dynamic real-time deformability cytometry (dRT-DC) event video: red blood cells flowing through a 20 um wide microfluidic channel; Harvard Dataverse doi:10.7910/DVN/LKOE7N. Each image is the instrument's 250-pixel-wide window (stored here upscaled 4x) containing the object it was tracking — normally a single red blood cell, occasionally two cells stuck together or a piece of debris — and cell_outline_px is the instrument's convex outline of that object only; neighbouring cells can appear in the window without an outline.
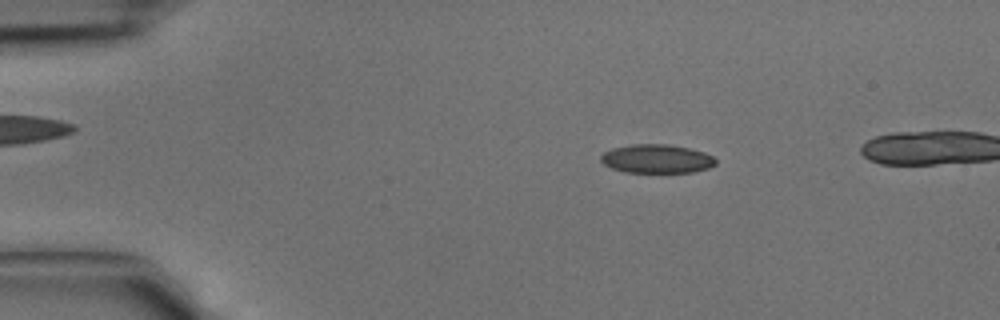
{"species": "common noctule bat (a hibernating species)", "species_latin": "Nyctalus noctula", "temperature_condition": "cold", "stored_images_in_passage": 33, "camera_frame_rate_fps": 3000, "um_per_image_px": 0.085, "animal": {"sex": "male", "body_mass_g": 15.6}, "frame": {"image": 1, "passage_image": 1, "time_ms": 0.0, "image_size_px": [1000, 320], "cell_outline_px": [[716, 164], [708, 168], [692, 172], [624, 172], [612, 168], [604, 164], [600, 160], [600, 156], [604, 152], [612, 148], [632, 144], [668, 144], [688, 148], [704, 152], [712, 156], [716, 160]], "centroid_in_image_um": [55.8, 13.49], "position_along_channel_um": 29.2, "area_um2": 19.19}}
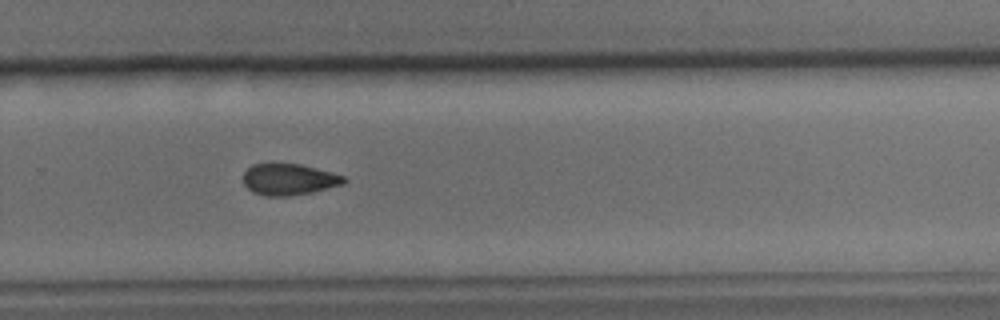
{"frame": {"image": 2, "passage_image": 22, "time_ms": 7.0, "image_size_px": [1000, 320], "cell_outline_px": [[348, 180], [344, 184], [312, 192], [288, 196], [268, 196], [252, 192], [244, 184], [244, 172], [252, 164], [272, 160], [300, 164], [332, 172], [344, 176]], "centroid_in_image_um": [24.54, 15.2], "position_along_channel_um": 305.3, "area_um2": 19.02}}
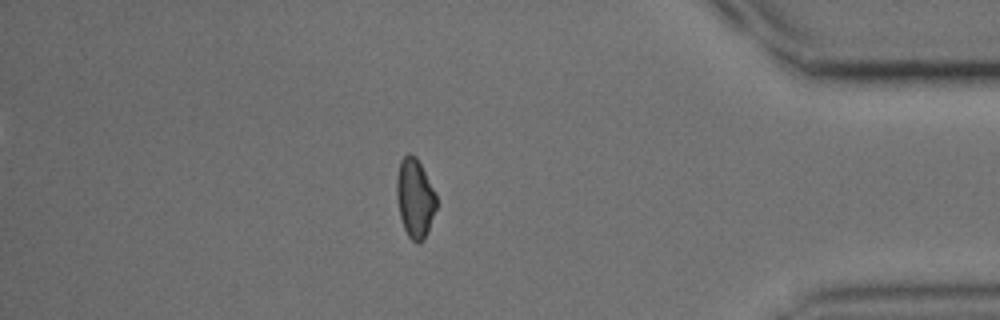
{"frame": {"image": 3, "passage_image": 30, "time_ms": 9.667, "image_size_px": [1000, 320], "cell_outline_px": [[436, 208], [428, 232], [424, 240], [420, 244], [416, 244], [408, 236], [404, 228], [400, 216], [396, 196], [396, 180], [400, 160], [408, 152], [412, 152], [416, 156], [436, 196]], "centroid_in_image_um": [35.25, 16.86], "position_along_channel_um": 400.0, "area_um2": 18.32}}